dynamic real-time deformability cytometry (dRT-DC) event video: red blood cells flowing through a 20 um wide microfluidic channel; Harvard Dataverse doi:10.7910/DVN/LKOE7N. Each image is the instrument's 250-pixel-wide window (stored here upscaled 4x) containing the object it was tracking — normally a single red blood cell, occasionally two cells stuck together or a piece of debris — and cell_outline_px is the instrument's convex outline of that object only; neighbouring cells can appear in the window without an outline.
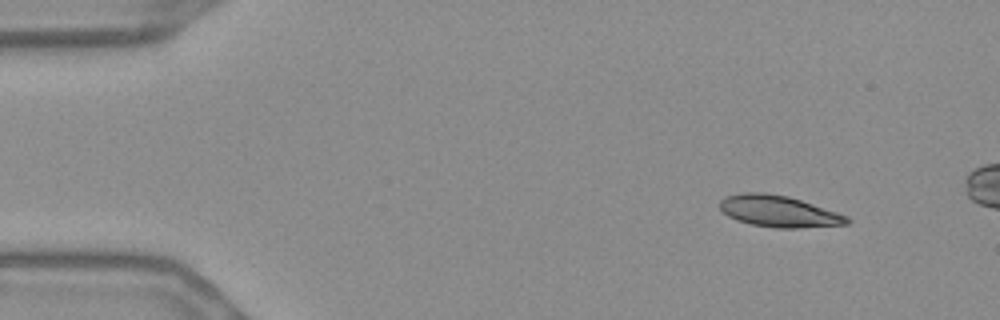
{"species": "Egyptian fruit bat (a non-hibernating species)", "species_latin": "Rousettus aegyptiacus", "temperature_condition": "warm", "stored_images_in_passage": 16, "camera_frame_rate_fps": 3000, "um_per_image_px": 0.085, "frame": {"image": 1, "passage_image": 5, "time_ms": 1.333, "image_size_px": [1000, 320], "cell_outline_px": [[852, 220], [848, 224], [800, 228], [776, 228], [752, 224], [736, 220], [728, 216], [720, 208], [720, 200], [724, 196], [740, 192], [764, 192], [788, 196], [848, 216]], "centroid_in_image_um": [66.17, 17.95], "position_along_channel_um": 18.8, "area_um2": 23.35}}